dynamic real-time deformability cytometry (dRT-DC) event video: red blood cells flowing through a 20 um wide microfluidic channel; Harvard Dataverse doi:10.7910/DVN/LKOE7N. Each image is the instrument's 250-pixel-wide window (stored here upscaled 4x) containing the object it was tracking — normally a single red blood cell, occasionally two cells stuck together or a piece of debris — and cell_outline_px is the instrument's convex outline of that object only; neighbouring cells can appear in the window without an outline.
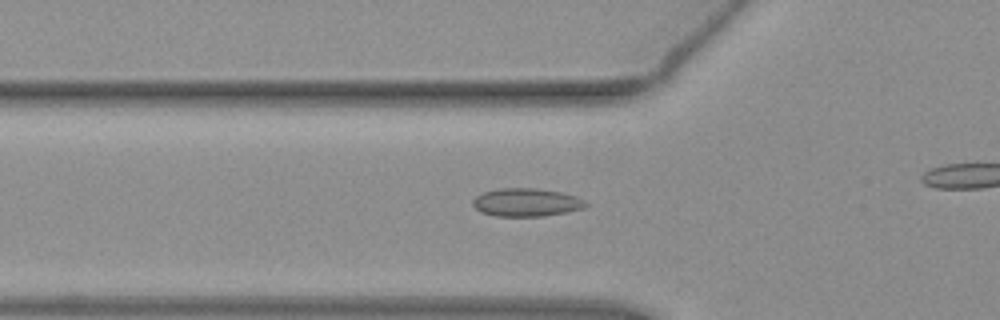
{"species": "common noctule bat (a hibernating species)", "species_latin": "Nyctalus noctula", "temperature_condition": "warm", "stored_images_in_passage": 44, "camera_frame_rate_fps": 3000, "um_per_image_px": 0.085, "animal": {"sex": "female", "body_mass_g": 19.3, "forearm_length_mm": 54.1}, "frame": {"image": 1, "passage_image": 19, "time_ms": 6.0, "image_size_px": [1000, 320], "cell_outline_px": [[588, 204], [584, 208], [544, 216], [496, 216], [480, 212], [472, 204], [472, 200], [480, 192], [500, 188], [536, 188], [560, 192], [576, 196], [584, 200]], "centroid_in_image_um": [44.7, 17.19], "position_along_channel_um": 81.1, "area_um2": 18.55}}
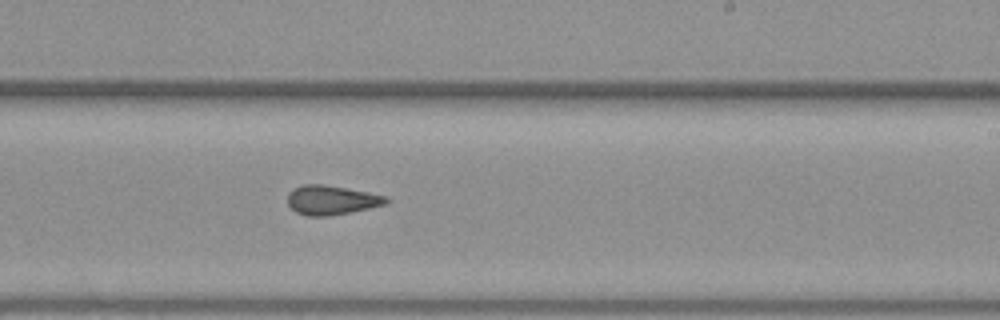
{"frame": {"image": 2, "passage_image": 33, "time_ms": 10.667, "image_size_px": [1000, 320], "cell_outline_px": [[392, 200], [384, 204], [352, 212], [328, 216], [308, 216], [296, 212], [288, 204], [288, 192], [304, 184], [324, 184], [368, 192], [388, 196]], "centroid_in_image_um": [28.2, 17.0], "position_along_channel_um": 260.8, "area_um2": 16.82}}
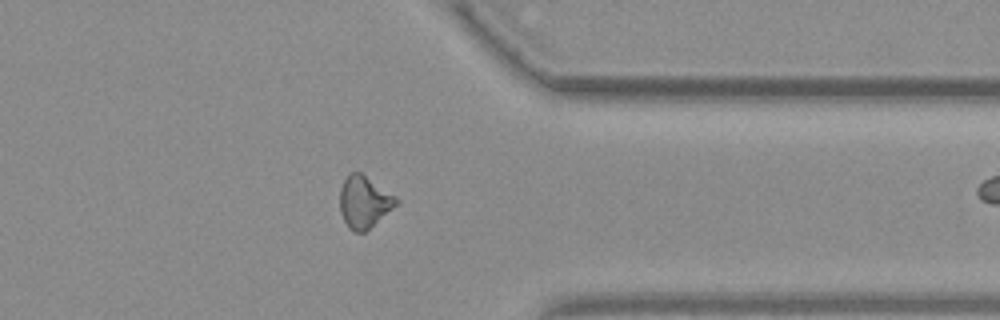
{"frame": {"image": 3, "passage_image": 43, "time_ms": 14.0, "image_size_px": [1000, 320], "cell_outline_px": [[400, 204], [364, 232], [352, 232], [348, 228], [340, 212], [340, 188], [344, 180], [352, 172], [360, 172], [396, 196], [400, 200]], "centroid_in_image_um": [30.98, 17.19], "position_along_channel_um": 380.4, "area_um2": 17.17}}